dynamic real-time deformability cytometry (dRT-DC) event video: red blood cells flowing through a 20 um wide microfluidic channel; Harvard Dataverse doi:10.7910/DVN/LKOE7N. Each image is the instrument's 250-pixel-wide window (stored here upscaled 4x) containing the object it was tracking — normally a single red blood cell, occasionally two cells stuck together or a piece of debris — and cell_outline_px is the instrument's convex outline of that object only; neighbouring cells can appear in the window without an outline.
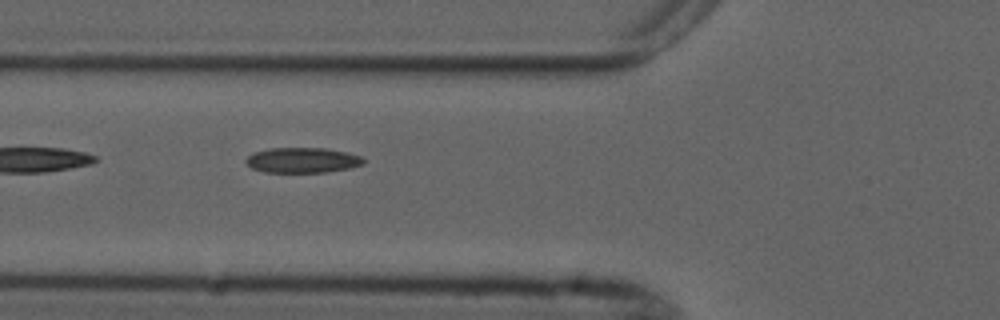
{"species": "common noctule bat (a hibernating species)", "species_latin": "Nyctalus noctula", "temperature_condition": "cold", "stored_images_in_passage": 2, "camera_frame_rate_fps": 3000, "um_per_image_px": 0.085, "animal": {"sex": "male", "forearm_length_mm": 52.5}, "frame": {"image": 1, "passage_image": 2, "time_ms": 1.333, "image_size_px": [1000, 320], "cell_outline_px": [[364, 164], [348, 168], [328, 172], [264, 172], [252, 168], [244, 160], [252, 152], [268, 148], [328, 148], [348, 152], [360, 156], [364, 160]], "centroid_in_image_um": [25.69, 13.61], "position_along_channel_um": 100.1, "area_um2": 17.4}}